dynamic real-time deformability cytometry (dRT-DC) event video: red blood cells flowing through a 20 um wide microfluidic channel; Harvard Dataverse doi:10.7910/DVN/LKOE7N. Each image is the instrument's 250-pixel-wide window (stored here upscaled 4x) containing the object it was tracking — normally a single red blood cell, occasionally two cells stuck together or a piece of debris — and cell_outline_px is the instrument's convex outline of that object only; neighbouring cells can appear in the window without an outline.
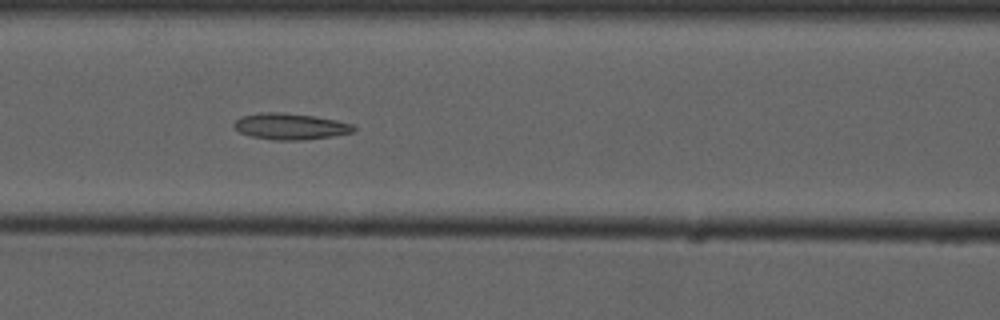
{"species": "common noctule bat (a hibernating species)", "species_latin": "Nyctalus noctula", "temperature_condition": "cold", "stored_images_in_passage": 12, "camera_frame_rate_fps": 3000, "um_per_image_px": 0.085, "animal": {"sex": "male", "forearm_length_mm": 52.5}, "frame": {"image": 1, "passage_image": 4, "time_ms": 4.333, "image_size_px": [1000, 320], "cell_outline_px": [[356, 128], [352, 132], [332, 136], [300, 140], [272, 140], [252, 136], [240, 132], [232, 124], [240, 116], [260, 112], [280, 112], [312, 116], [336, 120], [356, 124]], "centroid_in_image_um": [24.67, 10.74], "position_along_channel_um": 141.9, "area_um2": 18.26}}
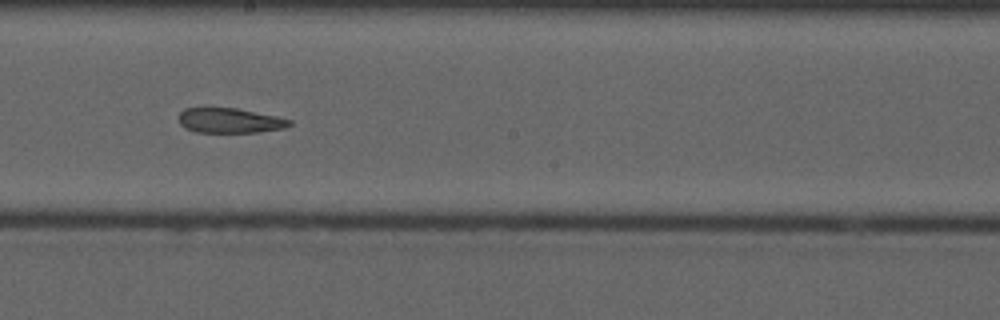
{"frame": {"image": 2, "passage_image": 6, "time_ms": 6.667, "image_size_px": [1000, 320], "cell_outline_px": [[292, 124], [284, 128], [260, 132], [196, 132], [184, 128], [180, 124], [180, 112], [184, 108], [236, 108], [276, 116], [292, 120]], "centroid_in_image_um": [19.54, 10.25], "position_along_channel_um": 228.7, "area_um2": 16.01}}
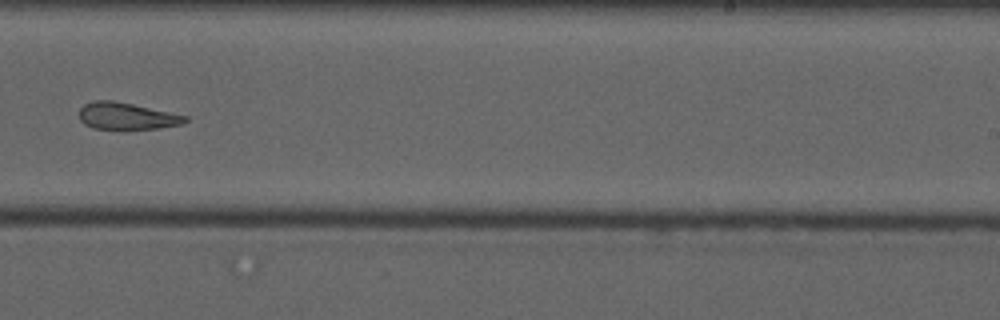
{"frame": {"image": 3, "passage_image": 7, "time_ms": 8.0, "image_size_px": [1000, 320], "cell_outline_px": [[188, 120], [184, 124], [156, 128], [92, 128], [84, 124], [80, 120], [80, 108], [84, 104], [92, 100], [112, 100], [132, 104], [188, 116]], "centroid_in_image_um": [10.76, 9.85], "position_along_channel_um": 278.2, "area_um2": 16.36}}